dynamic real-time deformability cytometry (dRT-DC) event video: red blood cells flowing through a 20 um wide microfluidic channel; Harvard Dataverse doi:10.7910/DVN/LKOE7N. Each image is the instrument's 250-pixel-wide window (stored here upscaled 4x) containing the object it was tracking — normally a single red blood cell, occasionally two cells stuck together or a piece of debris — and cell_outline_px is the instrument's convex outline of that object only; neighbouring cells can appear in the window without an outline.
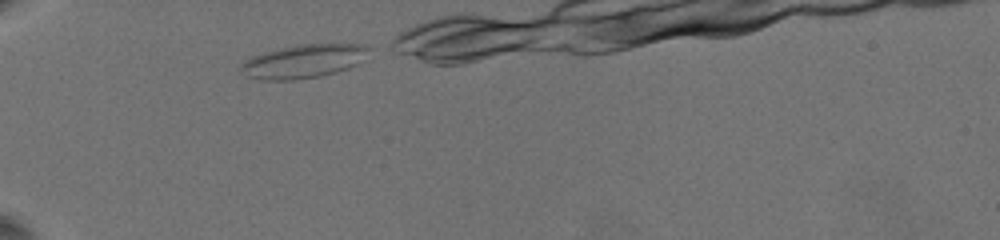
{"species": "common noctule bat (a hibernating species)", "species_latin": "Nyctalus noctula", "temperature_condition": "warm", "stored_images_in_passage": 31, "segment_of_instrument_passage": [1, 2], "camera_frame_rate_fps": 3000, "um_per_image_px": 0.085, "animal": {"sex": "female", "body_mass_g": 19.5, "forearm_length_mm": 54.1}, "frame": {"image": 1, "passage_image": 1, "time_ms": 0.0, "image_size_px": [1000, 240], "cell_outline_px": [[372, 48], [364, 60], [348, 68], [320, 76], [296, 80], [260, 80], [244, 76], [240, 72], [240, 64], [244, 60], [252, 56], [264, 52], [280, 48], [300, 44], [368, 44]], "centroid_in_image_um": [25.79, 5.21], "position_along_channel_um": 59.2, "area_um2": 25.37}}
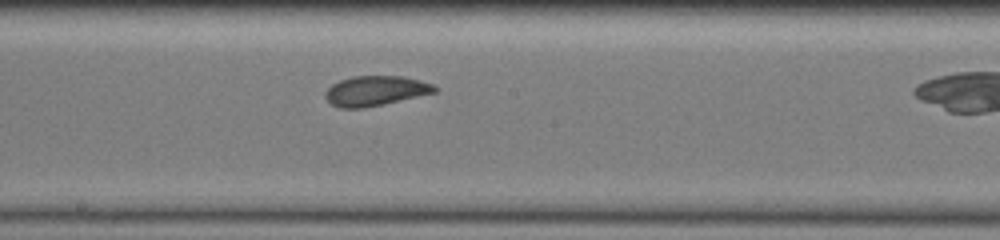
{"frame": {"image": 2, "passage_image": 14, "time_ms": 5.0, "image_size_px": [1000, 240], "cell_outline_px": [[440, 88], [436, 92], [364, 108], [340, 108], [332, 104], [324, 96], [324, 92], [332, 84], [340, 80], [352, 76], [400, 76], [420, 80], [432, 84]], "centroid_in_image_um": [31.9, 7.71], "position_along_channel_um": 216.3, "area_um2": 18.96}}
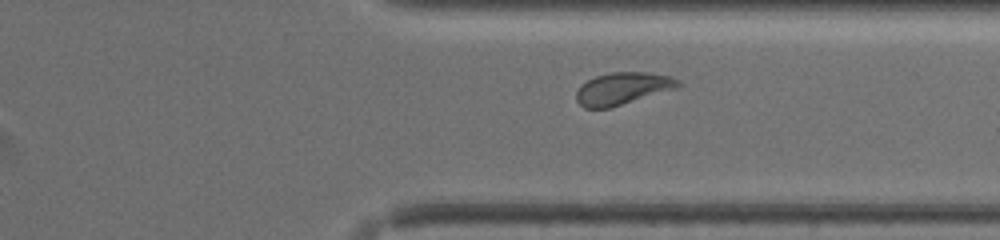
{"frame": {"image": 3, "passage_image": 26, "time_ms": 9.0, "image_size_px": [1000, 240], "cell_outline_px": [[684, 84], [676, 88], [608, 108], [584, 108], [576, 100], [576, 92], [580, 84], [596, 76], [612, 72], [648, 72], [672, 76], [680, 80]], "centroid_in_image_um": [52.93, 7.51], "position_along_channel_um": 358.5, "area_um2": 19.07}}